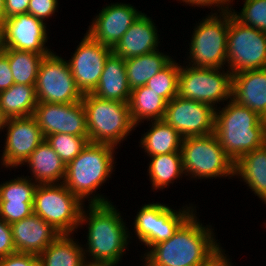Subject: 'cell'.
Wrapping results in <instances>:
<instances>
[{
    "instance_id": "obj_34",
    "label": "cell",
    "mask_w": 266,
    "mask_h": 266,
    "mask_svg": "<svg viewBox=\"0 0 266 266\" xmlns=\"http://www.w3.org/2000/svg\"><path fill=\"white\" fill-rule=\"evenodd\" d=\"M45 140L59 155L66 166L75 159L90 142L89 137L62 133L48 135L45 137Z\"/></svg>"
},
{
    "instance_id": "obj_42",
    "label": "cell",
    "mask_w": 266,
    "mask_h": 266,
    "mask_svg": "<svg viewBox=\"0 0 266 266\" xmlns=\"http://www.w3.org/2000/svg\"><path fill=\"white\" fill-rule=\"evenodd\" d=\"M225 252L226 250L219 243L200 266H235L230 259L231 257Z\"/></svg>"
},
{
    "instance_id": "obj_11",
    "label": "cell",
    "mask_w": 266,
    "mask_h": 266,
    "mask_svg": "<svg viewBox=\"0 0 266 266\" xmlns=\"http://www.w3.org/2000/svg\"><path fill=\"white\" fill-rule=\"evenodd\" d=\"M35 89L38 102L75 103L84 96L77 87L68 61L54 51L42 58Z\"/></svg>"
},
{
    "instance_id": "obj_28",
    "label": "cell",
    "mask_w": 266,
    "mask_h": 266,
    "mask_svg": "<svg viewBox=\"0 0 266 266\" xmlns=\"http://www.w3.org/2000/svg\"><path fill=\"white\" fill-rule=\"evenodd\" d=\"M172 56L159 49L125 60L127 80L131 90L146 85L147 81L163 69Z\"/></svg>"
},
{
    "instance_id": "obj_25",
    "label": "cell",
    "mask_w": 266,
    "mask_h": 266,
    "mask_svg": "<svg viewBox=\"0 0 266 266\" xmlns=\"http://www.w3.org/2000/svg\"><path fill=\"white\" fill-rule=\"evenodd\" d=\"M148 125L138 142L147 157L180 151L183 137L171 125L164 120L149 121Z\"/></svg>"
},
{
    "instance_id": "obj_49",
    "label": "cell",
    "mask_w": 266,
    "mask_h": 266,
    "mask_svg": "<svg viewBox=\"0 0 266 266\" xmlns=\"http://www.w3.org/2000/svg\"><path fill=\"white\" fill-rule=\"evenodd\" d=\"M86 266H110V265H86Z\"/></svg>"
},
{
    "instance_id": "obj_15",
    "label": "cell",
    "mask_w": 266,
    "mask_h": 266,
    "mask_svg": "<svg viewBox=\"0 0 266 266\" xmlns=\"http://www.w3.org/2000/svg\"><path fill=\"white\" fill-rule=\"evenodd\" d=\"M47 27L45 22L28 13L5 19L2 22L1 48L49 54L53 50L46 46L50 38Z\"/></svg>"
},
{
    "instance_id": "obj_21",
    "label": "cell",
    "mask_w": 266,
    "mask_h": 266,
    "mask_svg": "<svg viewBox=\"0 0 266 266\" xmlns=\"http://www.w3.org/2000/svg\"><path fill=\"white\" fill-rule=\"evenodd\" d=\"M31 176L26 175L37 184L63 183L66 175V165L59 155L44 140L23 163Z\"/></svg>"
},
{
    "instance_id": "obj_46",
    "label": "cell",
    "mask_w": 266,
    "mask_h": 266,
    "mask_svg": "<svg viewBox=\"0 0 266 266\" xmlns=\"http://www.w3.org/2000/svg\"><path fill=\"white\" fill-rule=\"evenodd\" d=\"M4 4L5 0H0V21H4Z\"/></svg>"
},
{
    "instance_id": "obj_37",
    "label": "cell",
    "mask_w": 266,
    "mask_h": 266,
    "mask_svg": "<svg viewBox=\"0 0 266 266\" xmlns=\"http://www.w3.org/2000/svg\"><path fill=\"white\" fill-rule=\"evenodd\" d=\"M32 213L33 203L0 201V218L10 225L30 216Z\"/></svg>"
},
{
    "instance_id": "obj_8",
    "label": "cell",
    "mask_w": 266,
    "mask_h": 266,
    "mask_svg": "<svg viewBox=\"0 0 266 266\" xmlns=\"http://www.w3.org/2000/svg\"><path fill=\"white\" fill-rule=\"evenodd\" d=\"M84 205L64 183L38 184L34 193L33 213L61 234L74 235L78 232Z\"/></svg>"
},
{
    "instance_id": "obj_35",
    "label": "cell",
    "mask_w": 266,
    "mask_h": 266,
    "mask_svg": "<svg viewBox=\"0 0 266 266\" xmlns=\"http://www.w3.org/2000/svg\"><path fill=\"white\" fill-rule=\"evenodd\" d=\"M0 182V201L33 203L37 183L26 176Z\"/></svg>"
},
{
    "instance_id": "obj_14",
    "label": "cell",
    "mask_w": 266,
    "mask_h": 266,
    "mask_svg": "<svg viewBox=\"0 0 266 266\" xmlns=\"http://www.w3.org/2000/svg\"><path fill=\"white\" fill-rule=\"evenodd\" d=\"M33 117L44 138L57 133L89 137L82 101L66 104L38 102Z\"/></svg>"
},
{
    "instance_id": "obj_39",
    "label": "cell",
    "mask_w": 266,
    "mask_h": 266,
    "mask_svg": "<svg viewBox=\"0 0 266 266\" xmlns=\"http://www.w3.org/2000/svg\"><path fill=\"white\" fill-rule=\"evenodd\" d=\"M0 266H40V264L35 254L15 252L0 258Z\"/></svg>"
},
{
    "instance_id": "obj_29",
    "label": "cell",
    "mask_w": 266,
    "mask_h": 266,
    "mask_svg": "<svg viewBox=\"0 0 266 266\" xmlns=\"http://www.w3.org/2000/svg\"><path fill=\"white\" fill-rule=\"evenodd\" d=\"M37 104L35 85L14 83L0 92V108L7 119L33 116Z\"/></svg>"
},
{
    "instance_id": "obj_40",
    "label": "cell",
    "mask_w": 266,
    "mask_h": 266,
    "mask_svg": "<svg viewBox=\"0 0 266 266\" xmlns=\"http://www.w3.org/2000/svg\"><path fill=\"white\" fill-rule=\"evenodd\" d=\"M184 3L185 6L200 7V8H211L210 14H221L230 11L232 5L226 0H177ZM210 6V7H209ZM213 8V9H212ZM215 8V10H214Z\"/></svg>"
},
{
    "instance_id": "obj_27",
    "label": "cell",
    "mask_w": 266,
    "mask_h": 266,
    "mask_svg": "<svg viewBox=\"0 0 266 266\" xmlns=\"http://www.w3.org/2000/svg\"><path fill=\"white\" fill-rule=\"evenodd\" d=\"M148 163V173L152 190H162L173 185L180 178L186 177L183 169L181 152H173L162 155L150 156ZM184 176V177H183Z\"/></svg>"
},
{
    "instance_id": "obj_20",
    "label": "cell",
    "mask_w": 266,
    "mask_h": 266,
    "mask_svg": "<svg viewBox=\"0 0 266 266\" xmlns=\"http://www.w3.org/2000/svg\"><path fill=\"white\" fill-rule=\"evenodd\" d=\"M232 99L266 120V68L233 74Z\"/></svg>"
},
{
    "instance_id": "obj_4",
    "label": "cell",
    "mask_w": 266,
    "mask_h": 266,
    "mask_svg": "<svg viewBox=\"0 0 266 266\" xmlns=\"http://www.w3.org/2000/svg\"><path fill=\"white\" fill-rule=\"evenodd\" d=\"M223 105L216 108L214 135L235 164L248 152L266 144V120L233 99Z\"/></svg>"
},
{
    "instance_id": "obj_41",
    "label": "cell",
    "mask_w": 266,
    "mask_h": 266,
    "mask_svg": "<svg viewBox=\"0 0 266 266\" xmlns=\"http://www.w3.org/2000/svg\"><path fill=\"white\" fill-rule=\"evenodd\" d=\"M16 252L12 239V230L9 223L0 218V258Z\"/></svg>"
},
{
    "instance_id": "obj_2",
    "label": "cell",
    "mask_w": 266,
    "mask_h": 266,
    "mask_svg": "<svg viewBox=\"0 0 266 266\" xmlns=\"http://www.w3.org/2000/svg\"><path fill=\"white\" fill-rule=\"evenodd\" d=\"M197 214L195 211L168 240L141 253L140 261L145 266H200L220 241L213 226L203 225Z\"/></svg>"
},
{
    "instance_id": "obj_38",
    "label": "cell",
    "mask_w": 266,
    "mask_h": 266,
    "mask_svg": "<svg viewBox=\"0 0 266 266\" xmlns=\"http://www.w3.org/2000/svg\"><path fill=\"white\" fill-rule=\"evenodd\" d=\"M59 3L58 0H30L28 14L47 23L46 21L58 12Z\"/></svg>"
},
{
    "instance_id": "obj_47",
    "label": "cell",
    "mask_w": 266,
    "mask_h": 266,
    "mask_svg": "<svg viewBox=\"0 0 266 266\" xmlns=\"http://www.w3.org/2000/svg\"><path fill=\"white\" fill-rule=\"evenodd\" d=\"M1 40H2V22L0 21V48H1Z\"/></svg>"
},
{
    "instance_id": "obj_24",
    "label": "cell",
    "mask_w": 266,
    "mask_h": 266,
    "mask_svg": "<svg viewBox=\"0 0 266 266\" xmlns=\"http://www.w3.org/2000/svg\"><path fill=\"white\" fill-rule=\"evenodd\" d=\"M73 236L61 234L48 245L38 255L40 266H86L82 243Z\"/></svg>"
},
{
    "instance_id": "obj_12",
    "label": "cell",
    "mask_w": 266,
    "mask_h": 266,
    "mask_svg": "<svg viewBox=\"0 0 266 266\" xmlns=\"http://www.w3.org/2000/svg\"><path fill=\"white\" fill-rule=\"evenodd\" d=\"M2 131H6L0 166L17 169L29 158L30 154L45 140L33 116L9 118Z\"/></svg>"
},
{
    "instance_id": "obj_43",
    "label": "cell",
    "mask_w": 266,
    "mask_h": 266,
    "mask_svg": "<svg viewBox=\"0 0 266 266\" xmlns=\"http://www.w3.org/2000/svg\"><path fill=\"white\" fill-rule=\"evenodd\" d=\"M14 84L6 53L0 48V92L7 90Z\"/></svg>"
},
{
    "instance_id": "obj_10",
    "label": "cell",
    "mask_w": 266,
    "mask_h": 266,
    "mask_svg": "<svg viewBox=\"0 0 266 266\" xmlns=\"http://www.w3.org/2000/svg\"><path fill=\"white\" fill-rule=\"evenodd\" d=\"M266 68V33L237 21L229 11L227 69L232 74Z\"/></svg>"
},
{
    "instance_id": "obj_17",
    "label": "cell",
    "mask_w": 266,
    "mask_h": 266,
    "mask_svg": "<svg viewBox=\"0 0 266 266\" xmlns=\"http://www.w3.org/2000/svg\"><path fill=\"white\" fill-rule=\"evenodd\" d=\"M141 13L130 3L106 4L94 15L86 33L100 44L113 49Z\"/></svg>"
},
{
    "instance_id": "obj_1",
    "label": "cell",
    "mask_w": 266,
    "mask_h": 266,
    "mask_svg": "<svg viewBox=\"0 0 266 266\" xmlns=\"http://www.w3.org/2000/svg\"><path fill=\"white\" fill-rule=\"evenodd\" d=\"M113 204H89L82 209L78 228L86 225L88 229L87 242L82 244L88 265L119 266L132 243L130 240L134 237L129 235L121 211Z\"/></svg>"
},
{
    "instance_id": "obj_26",
    "label": "cell",
    "mask_w": 266,
    "mask_h": 266,
    "mask_svg": "<svg viewBox=\"0 0 266 266\" xmlns=\"http://www.w3.org/2000/svg\"><path fill=\"white\" fill-rule=\"evenodd\" d=\"M167 103L163 97L145 85L131 90L128 105L132 122L138 127L145 121L163 120Z\"/></svg>"
},
{
    "instance_id": "obj_7",
    "label": "cell",
    "mask_w": 266,
    "mask_h": 266,
    "mask_svg": "<svg viewBox=\"0 0 266 266\" xmlns=\"http://www.w3.org/2000/svg\"><path fill=\"white\" fill-rule=\"evenodd\" d=\"M184 173L188 180L232 179L234 163L220 146L214 133L182 139L180 148Z\"/></svg>"
},
{
    "instance_id": "obj_18",
    "label": "cell",
    "mask_w": 266,
    "mask_h": 266,
    "mask_svg": "<svg viewBox=\"0 0 266 266\" xmlns=\"http://www.w3.org/2000/svg\"><path fill=\"white\" fill-rule=\"evenodd\" d=\"M16 252L39 255L61 233L38 215L30 216L10 225Z\"/></svg>"
},
{
    "instance_id": "obj_13",
    "label": "cell",
    "mask_w": 266,
    "mask_h": 266,
    "mask_svg": "<svg viewBox=\"0 0 266 266\" xmlns=\"http://www.w3.org/2000/svg\"><path fill=\"white\" fill-rule=\"evenodd\" d=\"M216 109L204 102L175 96L167 103L163 120L183 138L214 133Z\"/></svg>"
},
{
    "instance_id": "obj_3",
    "label": "cell",
    "mask_w": 266,
    "mask_h": 266,
    "mask_svg": "<svg viewBox=\"0 0 266 266\" xmlns=\"http://www.w3.org/2000/svg\"><path fill=\"white\" fill-rule=\"evenodd\" d=\"M112 145L89 142L81 153L66 166L64 185L83 203L107 204L109 198L99 189L115 172V155Z\"/></svg>"
},
{
    "instance_id": "obj_16",
    "label": "cell",
    "mask_w": 266,
    "mask_h": 266,
    "mask_svg": "<svg viewBox=\"0 0 266 266\" xmlns=\"http://www.w3.org/2000/svg\"><path fill=\"white\" fill-rule=\"evenodd\" d=\"M75 48L71 59L67 60L71 73L80 91L83 94L91 93L97 87L112 48L100 44L87 33Z\"/></svg>"
},
{
    "instance_id": "obj_23",
    "label": "cell",
    "mask_w": 266,
    "mask_h": 266,
    "mask_svg": "<svg viewBox=\"0 0 266 266\" xmlns=\"http://www.w3.org/2000/svg\"><path fill=\"white\" fill-rule=\"evenodd\" d=\"M234 176L266 205V144L242 156L234 164Z\"/></svg>"
},
{
    "instance_id": "obj_33",
    "label": "cell",
    "mask_w": 266,
    "mask_h": 266,
    "mask_svg": "<svg viewBox=\"0 0 266 266\" xmlns=\"http://www.w3.org/2000/svg\"><path fill=\"white\" fill-rule=\"evenodd\" d=\"M133 219V231L129 235H136L135 238L139 243L144 245L147 250L143 251L145 254L154 245V225L157 220V202H149L141 205Z\"/></svg>"
},
{
    "instance_id": "obj_36",
    "label": "cell",
    "mask_w": 266,
    "mask_h": 266,
    "mask_svg": "<svg viewBox=\"0 0 266 266\" xmlns=\"http://www.w3.org/2000/svg\"><path fill=\"white\" fill-rule=\"evenodd\" d=\"M238 12L230 9L232 16L240 23L266 33V0H244Z\"/></svg>"
},
{
    "instance_id": "obj_22",
    "label": "cell",
    "mask_w": 266,
    "mask_h": 266,
    "mask_svg": "<svg viewBox=\"0 0 266 266\" xmlns=\"http://www.w3.org/2000/svg\"><path fill=\"white\" fill-rule=\"evenodd\" d=\"M91 93L102 99L128 103L131 89L127 80L125 59L112 52L105 61L97 87Z\"/></svg>"
},
{
    "instance_id": "obj_31",
    "label": "cell",
    "mask_w": 266,
    "mask_h": 266,
    "mask_svg": "<svg viewBox=\"0 0 266 266\" xmlns=\"http://www.w3.org/2000/svg\"><path fill=\"white\" fill-rule=\"evenodd\" d=\"M8 58L14 83L35 85L39 65L42 58L48 54H38L29 51L1 48Z\"/></svg>"
},
{
    "instance_id": "obj_32",
    "label": "cell",
    "mask_w": 266,
    "mask_h": 266,
    "mask_svg": "<svg viewBox=\"0 0 266 266\" xmlns=\"http://www.w3.org/2000/svg\"><path fill=\"white\" fill-rule=\"evenodd\" d=\"M180 62L173 59L146 83V87L158 93L167 102L178 96Z\"/></svg>"
},
{
    "instance_id": "obj_48",
    "label": "cell",
    "mask_w": 266,
    "mask_h": 266,
    "mask_svg": "<svg viewBox=\"0 0 266 266\" xmlns=\"http://www.w3.org/2000/svg\"><path fill=\"white\" fill-rule=\"evenodd\" d=\"M230 5H232V7H233V4H234V0H226ZM232 3V4H231Z\"/></svg>"
},
{
    "instance_id": "obj_6",
    "label": "cell",
    "mask_w": 266,
    "mask_h": 266,
    "mask_svg": "<svg viewBox=\"0 0 266 266\" xmlns=\"http://www.w3.org/2000/svg\"><path fill=\"white\" fill-rule=\"evenodd\" d=\"M199 21L192 30L184 64L196 68H226L229 11L208 13Z\"/></svg>"
},
{
    "instance_id": "obj_44",
    "label": "cell",
    "mask_w": 266,
    "mask_h": 266,
    "mask_svg": "<svg viewBox=\"0 0 266 266\" xmlns=\"http://www.w3.org/2000/svg\"><path fill=\"white\" fill-rule=\"evenodd\" d=\"M30 0H5L4 20L10 17L28 13Z\"/></svg>"
},
{
    "instance_id": "obj_9",
    "label": "cell",
    "mask_w": 266,
    "mask_h": 266,
    "mask_svg": "<svg viewBox=\"0 0 266 266\" xmlns=\"http://www.w3.org/2000/svg\"><path fill=\"white\" fill-rule=\"evenodd\" d=\"M232 76L226 68H196L181 63L178 96L219 108L232 99Z\"/></svg>"
},
{
    "instance_id": "obj_5",
    "label": "cell",
    "mask_w": 266,
    "mask_h": 266,
    "mask_svg": "<svg viewBox=\"0 0 266 266\" xmlns=\"http://www.w3.org/2000/svg\"><path fill=\"white\" fill-rule=\"evenodd\" d=\"M82 103L86 111L89 141L108 144L118 149L120 144L136 130L129 105L116 100L84 94Z\"/></svg>"
},
{
    "instance_id": "obj_45",
    "label": "cell",
    "mask_w": 266,
    "mask_h": 266,
    "mask_svg": "<svg viewBox=\"0 0 266 266\" xmlns=\"http://www.w3.org/2000/svg\"><path fill=\"white\" fill-rule=\"evenodd\" d=\"M7 118L3 115L1 108H0V132H2L5 123H6Z\"/></svg>"
},
{
    "instance_id": "obj_30",
    "label": "cell",
    "mask_w": 266,
    "mask_h": 266,
    "mask_svg": "<svg viewBox=\"0 0 266 266\" xmlns=\"http://www.w3.org/2000/svg\"><path fill=\"white\" fill-rule=\"evenodd\" d=\"M193 203L173 209L166 203L157 202V220L154 225V245L168 240L178 228L197 210Z\"/></svg>"
},
{
    "instance_id": "obj_19",
    "label": "cell",
    "mask_w": 266,
    "mask_h": 266,
    "mask_svg": "<svg viewBox=\"0 0 266 266\" xmlns=\"http://www.w3.org/2000/svg\"><path fill=\"white\" fill-rule=\"evenodd\" d=\"M151 18L142 12L112 49V52L126 60L160 49L158 26Z\"/></svg>"
}]
</instances>
